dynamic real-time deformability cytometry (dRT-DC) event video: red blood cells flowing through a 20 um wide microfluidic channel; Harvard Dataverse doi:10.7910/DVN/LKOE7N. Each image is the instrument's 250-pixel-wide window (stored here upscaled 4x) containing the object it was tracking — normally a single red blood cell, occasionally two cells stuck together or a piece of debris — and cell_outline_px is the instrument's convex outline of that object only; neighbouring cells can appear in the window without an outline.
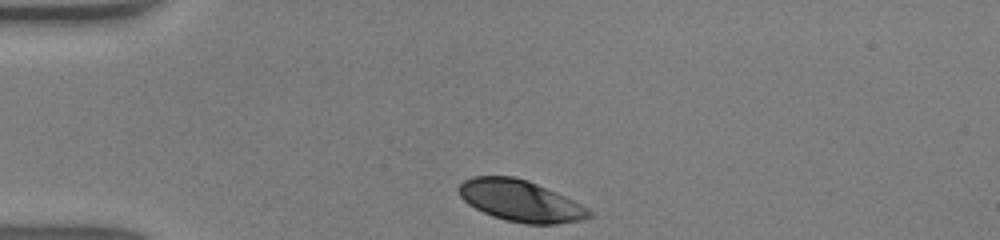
{"species": "human", "species_latin": "Homo sapiens", "temperature_condition": "warm", "stored_images_in_passage": 29, "camera_frame_rate_fps": 3000, "um_per_image_px": 0.085, "donor": {"sex": "male"}, "frame": {"image": 1, "passage_image": 1, "time_ms": 0.0, "image_size_px": [1000, 240], "cell_outline_px": [[592, 216], [580, 220], [556, 224], [528, 224], [504, 220], [492, 216], [468, 204], [460, 196], [456, 188], [464, 180], [472, 176], [512, 176], [528, 180], [556, 192], [588, 208], [592, 212]], "centroid_in_image_um": [44.21, 17.06], "position_along_channel_um": 40.8, "area_um2": 31.33}}
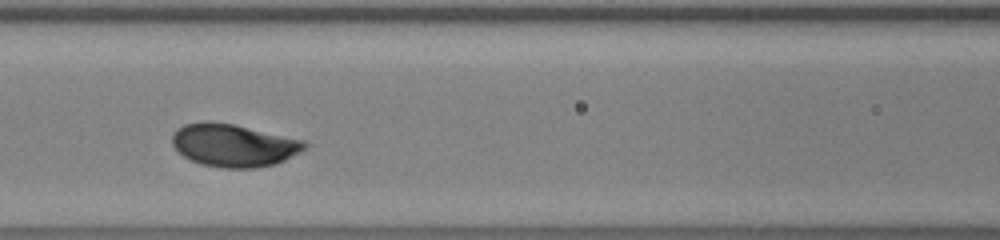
{"frame": {"image": 2, "passage_image": 11, "time_ms": 3.333, "image_size_px": [1000, 240], "cell_outline_px": [[308, 148], [284, 160], [272, 164], [256, 168], [220, 168], [200, 164], [184, 156], [172, 144], [172, 136], [176, 128], [184, 124], [208, 120], [232, 124], [308, 140]], "centroid_in_image_um": [19.89, 12.34], "position_along_channel_um": 146.7, "area_um2": 33.23}}
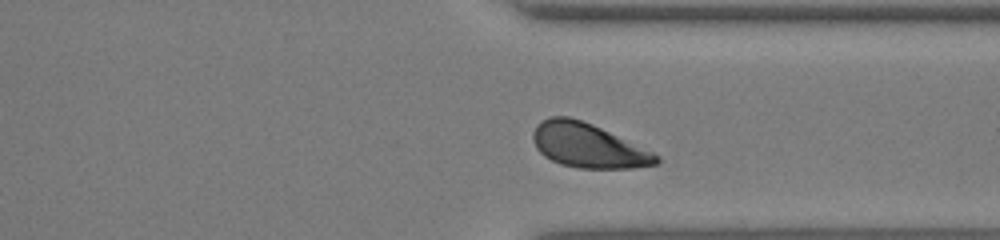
{"frame": {"image": 3, "passage_image": 26, "time_ms": 8.333, "image_size_px": [1000, 240], "cell_outline_px": [[660, 164], [632, 168], [580, 168], [560, 164], [544, 156], [536, 148], [532, 140], [532, 132], [536, 124], [540, 120], [552, 116], [568, 116], [592, 124], [652, 152], [660, 156]], "centroid_in_image_um": [49.94, 12.37], "position_along_channel_um": 361.5, "area_um2": 31.73}, "authors_computed_cell_mechanics": {"area_um2": 32.0212, "velocity_mm_per_s": 4.2895, "shape_relaxation_time_tau1_ms": 1.7921, "shape_relaxation_time_tau2_ms": null, "deformation_change_tau1": 0.1408, "deformation_change_tau2": null}}